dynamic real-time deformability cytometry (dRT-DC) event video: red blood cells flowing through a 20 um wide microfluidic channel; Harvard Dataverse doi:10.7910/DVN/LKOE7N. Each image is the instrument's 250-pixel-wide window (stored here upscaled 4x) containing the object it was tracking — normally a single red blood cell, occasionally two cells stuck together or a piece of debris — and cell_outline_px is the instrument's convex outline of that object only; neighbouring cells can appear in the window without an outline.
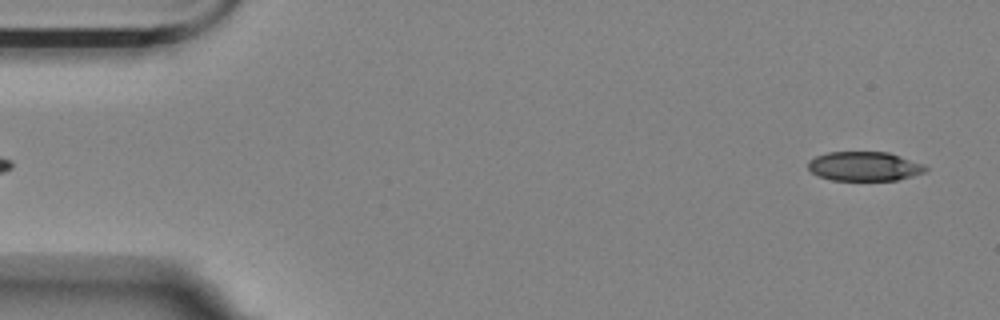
{"species": "Egyptian fruit bat (a non-hibernating species)", "species_latin": "Rousettus aegyptiacus", "temperature_condition": "room temperature", "stored_images_in_passage": 56, "camera_frame_rate_fps": 3000, "um_per_image_px": 0.085, "animal": {"sex": "female"}, "frame": {"image": 1, "passage_image": 2, "time_ms": 0.333, "image_size_px": [1000, 320], "cell_outline_px": [[928, 168], [924, 172], [912, 176], [896, 180], [832, 180], [820, 176], [812, 172], [808, 168], [808, 160], [816, 156], [828, 152], [888, 152], [900, 156], [920, 164]], "centroid_in_image_um": [73.43, 14.13], "position_along_channel_um": 11.6, "area_um2": 19.77}}
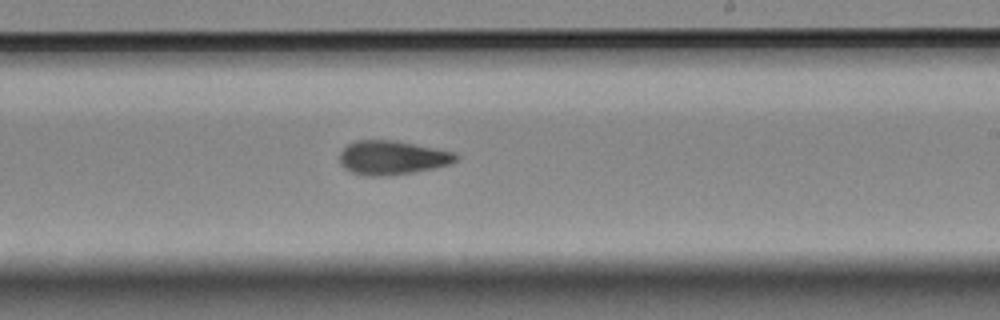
{"frame": {"image": 2, "passage_image": 32, "time_ms": 10.333, "image_size_px": [1000, 320], "cell_outline_px": [[460, 156], [452, 164], [412, 172], [384, 176], [368, 176], [352, 172], [344, 168], [340, 164], [340, 152], [348, 144], [360, 140], [392, 140], [456, 152]], "centroid_in_image_um": [33.35, 13.4], "position_along_channel_um": 255.7, "area_um2": 22.89}}
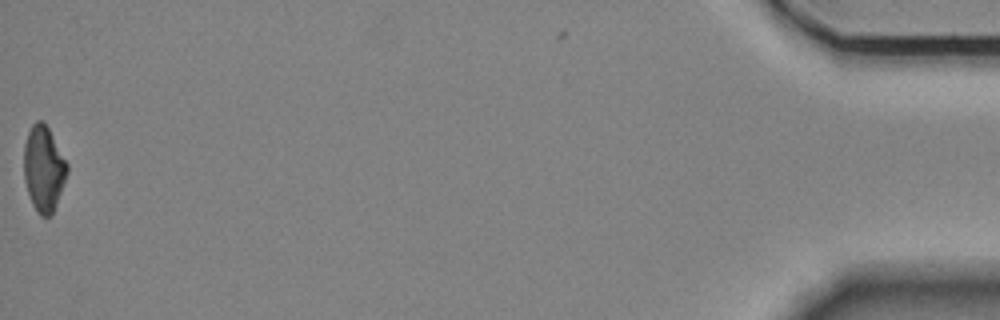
{"frame": {"image": 3, "passage_image": 55, "time_ms": 18.0, "image_size_px": [1000, 320], "cell_outline_px": [[68, 172], [52, 216], [40, 216], [36, 212], [32, 204], [24, 180], [24, 144], [28, 132], [32, 124], [36, 120], [44, 120], [68, 164]], "centroid_in_image_um": [3.71, 14.33], "position_along_channel_um": 431.5, "area_um2": 21.68}, "authors_computed_cell_mechanics": {"area_um2": 22.1374, "velocity_mm_per_s": 3.5735, "shape_relaxation_time_tau1_ms": 10.6191, "shape_relaxation_time_tau2_ms": 4.6463, "deformation_change_tau1": 0.2496, "deformation_change_tau2": 0.1178}}